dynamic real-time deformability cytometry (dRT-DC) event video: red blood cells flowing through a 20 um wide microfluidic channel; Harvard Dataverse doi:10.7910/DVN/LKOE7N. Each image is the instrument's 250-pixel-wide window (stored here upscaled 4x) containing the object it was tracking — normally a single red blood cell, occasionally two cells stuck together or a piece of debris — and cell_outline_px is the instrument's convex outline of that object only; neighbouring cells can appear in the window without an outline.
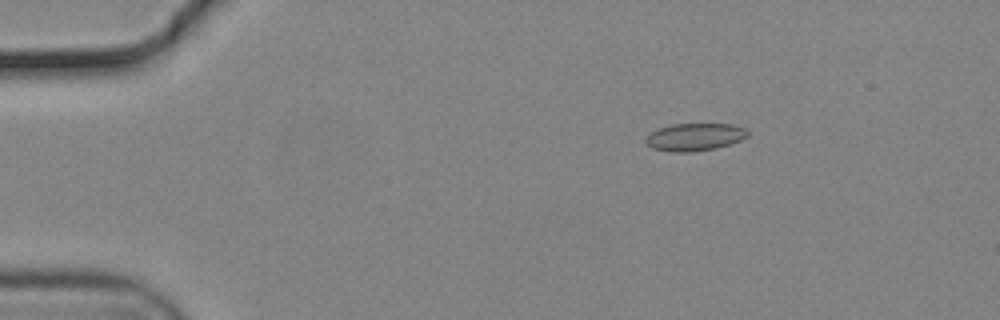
{"species": "common noctule bat (a hibernating species)", "species_latin": "Nyctalus noctula", "temperature_condition": "cold", "stored_images_in_passage": 56, "camera_frame_rate_fps": 3000, "um_per_image_px": 0.085, "animal": {"sex": "male", "body_mass_g": 19.2, "forearm_length_mm": 51.8}, "frame": {"image": 1, "passage_image": 10, "time_ms": 3.0, "image_size_px": [1000, 320], "cell_outline_px": [[748, 136], [740, 140], [716, 148], [692, 152], [672, 152], [652, 148], [644, 144], [644, 140], [656, 128], [672, 124], [732, 124], [744, 128], [748, 132]], "centroid_in_image_um": [59.0, 11.64], "position_along_channel_um": 26.0, "area_um2": 16.42}}
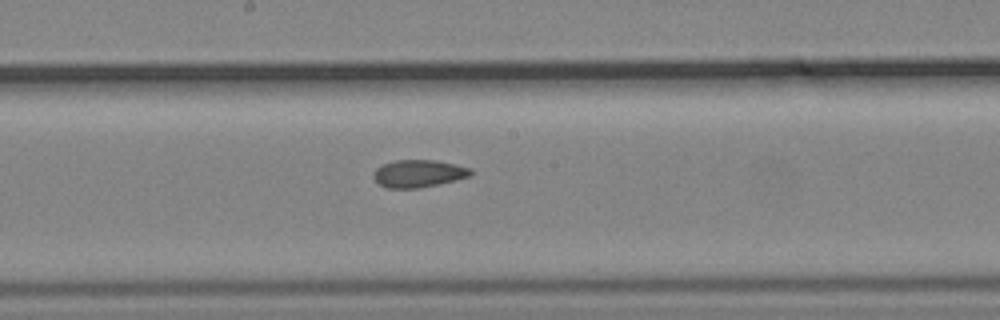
{"frame": {"image": 2, "passage_image": 31, "time_ms": 10.0, "image_size_px": [1000, 320], "cell_outline_px": [[472, 176], [456, 180], [416, 188], [388, 188], [380, 184], [372, 176], [372, 172], [376, 168], [384, 164], [396, 160], [436, 160], [472, 168]], "centroid_in_image_um": [35.58, 14.74], "position_along_channel_um": 212.6, "area_um2": 15.49}}
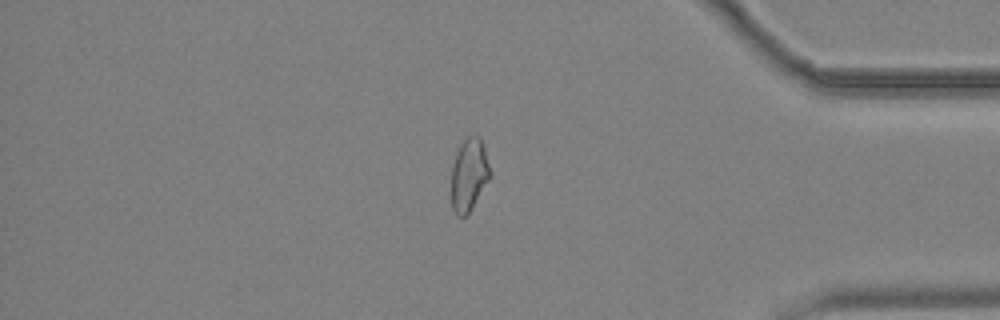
{"frame": {"image": 3, "passage_image": 48, "time_ms": 15.667, "image_size_px": [1000, 320], "cell_outline_px": [[492, 172], [488, 180], [472, 208], [464, 216], [456, 216], [452, 208], [452, 168], [456, 152], [460, 144], [468, 136], [476, 136], [480, 140], [484, 148]], "centroid_in_image_um": [39.86, 14.86], "position_along_channel_um": 395.3, "area_um2": 16.13}, "authors_computed_cell_mechanics": {"area_um2": 16.3285, "velocity_mm_per_s": 3.7117, "shape_relaxation_time_tau1_ms": null, "shape_relaxation_time_tau2_ms": 3.9143, "deformation_change_tau1": null, "deformation_change_tau2": 0.1004}}